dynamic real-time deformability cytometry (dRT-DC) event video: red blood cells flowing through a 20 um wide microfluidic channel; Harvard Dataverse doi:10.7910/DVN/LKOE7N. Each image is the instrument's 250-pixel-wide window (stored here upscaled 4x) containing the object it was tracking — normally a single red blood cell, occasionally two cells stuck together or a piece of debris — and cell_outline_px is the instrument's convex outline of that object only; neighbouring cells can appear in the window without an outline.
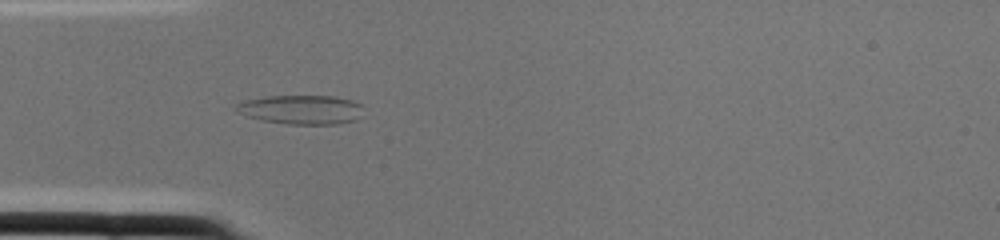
{"species": "common noctule bat (a hibernating species)", "species_latin": "Nyctalus noctula", "temperature_condition": "cold", "stored_images_in_passage": 3, "camera_frame_rate_fps": 3000, "um_per_image_px": 0.085, "animal": {"sex": "female", "body_mass_g": 22.0, "forearm_length_mm": 56.7}, "frame": {"image": 1, "passage_image": 2, "time_ms": 0.333, "image_size_px": [1000, 240], "cell_outline_px": [[364, 116], [356, 120], [336, 124], [288, 124], [264, 120], [248, 116], [240, 112], [236, 108], [236, 104], [244, 100], [268, 96], [336, 96], [352, 100], [364, 104]], "centroid_in_image_um": [25.73, 9.31], "position_along_channel_um": 59.3, "area_um2": 21.79}}